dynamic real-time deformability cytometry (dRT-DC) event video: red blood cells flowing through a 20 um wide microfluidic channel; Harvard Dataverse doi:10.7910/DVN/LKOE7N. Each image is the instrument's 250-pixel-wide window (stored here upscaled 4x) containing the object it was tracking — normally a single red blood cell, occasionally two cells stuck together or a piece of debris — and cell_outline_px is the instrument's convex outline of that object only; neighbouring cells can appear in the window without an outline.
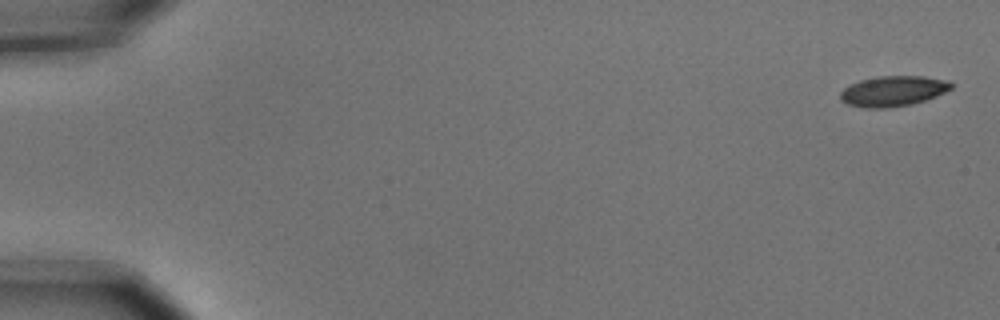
{"species": "common noctule bat (a hibernating species)", "species_latin": "Nyctalus noctula", "temperature_condition": "cold", "stored_images_in_passage": 5, "camera_frame_rate_fps": 3000, "um_per_image_px": 0.085, "animal": {"sex": "male", "body_mass_g": 15.6}, "frame": {"image": 1, "passage_image": 1, "time_ms": 0.0, "image_size_px": [1000, 320], "cell_outline_px": [[956, 84], [952, 88], [936, 96], [912, 104], [888, 108], [864, 108], [848, 104], [840, 100], [840, 92], [844, 88], [860, 80], [880, 76], [924, 76], [948, 80]], "centroid_in_image_um": [75.93, 7.74], "position_along_channel_um": 9.1, "area_um2": 19.71}}
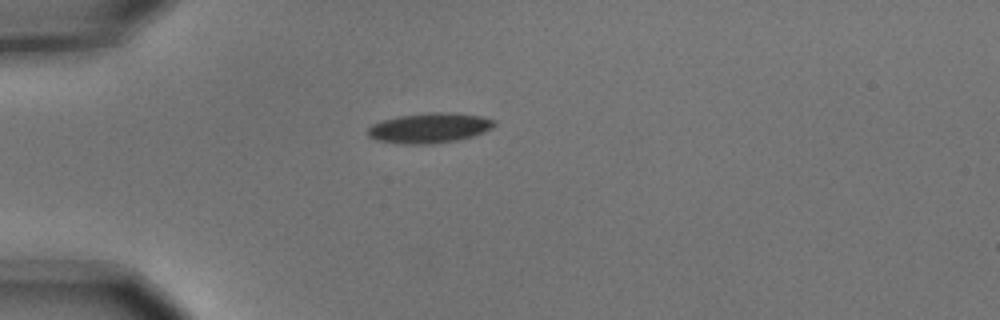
{"frame": {"image": 2, "passage_image": 5, "time_ms": 1.333, "image_size_px": [1000, 320], "cell_outline_px": [[496, 124], [492, 128], [484, 132], [472, 136], [456, 140], [432, 144], [404, 144], [376, 140], [368, 136], [368, 128], [372, 124], [384, 120], [400, 116], [428, 112], [452, 112], [480, 116], [496, 120]], "centroid_in_image_um": [36.52, 10.87], "position_along_channel_um": 48.5, "area_um2": 22.14}}